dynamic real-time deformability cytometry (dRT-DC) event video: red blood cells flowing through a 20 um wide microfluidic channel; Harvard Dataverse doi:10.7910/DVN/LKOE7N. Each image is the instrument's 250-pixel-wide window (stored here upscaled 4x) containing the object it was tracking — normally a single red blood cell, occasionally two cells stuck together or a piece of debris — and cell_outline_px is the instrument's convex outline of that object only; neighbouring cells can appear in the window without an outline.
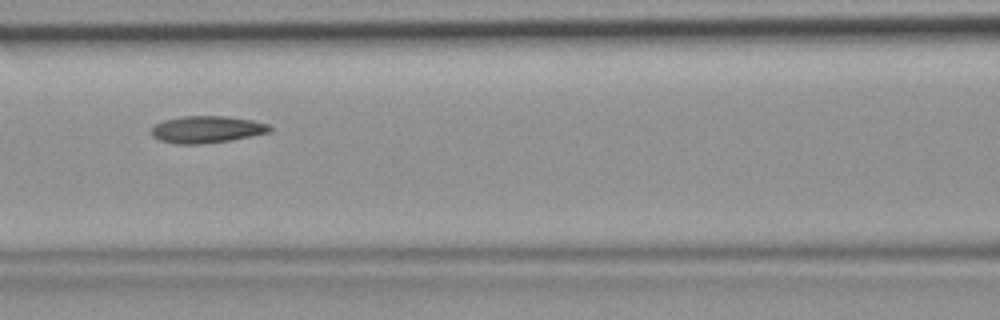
{"species": "common noctule bat (a hibernating species)", "species_latin": "Nyctalus noctula", "temperature_condition": "room temperature", "stored_images_in_passage": 39, "camera_frame_rate_fps": 3000, "um_per_image_px": 0.085, "animal": {"sex": "female", "body_mass_g": 19.9}, "frame": {"image": 1, "passage_image": 12, "time_ms": 3.667, "image_size_px": [1000, 320], "cell_outline_px": [[272, 132], [232, 140], [200, 144], [176, 144], [160, 140], [152, 136], [152, 128], [156, 124], [164, 120], [184, 116], [224, 116], [252, 120], [268, 124], [272, 128]], "centroid_in_image_um": [17.61, 11.01], "position_along_channel_um": 149.0, "area_um2": 18.61}}
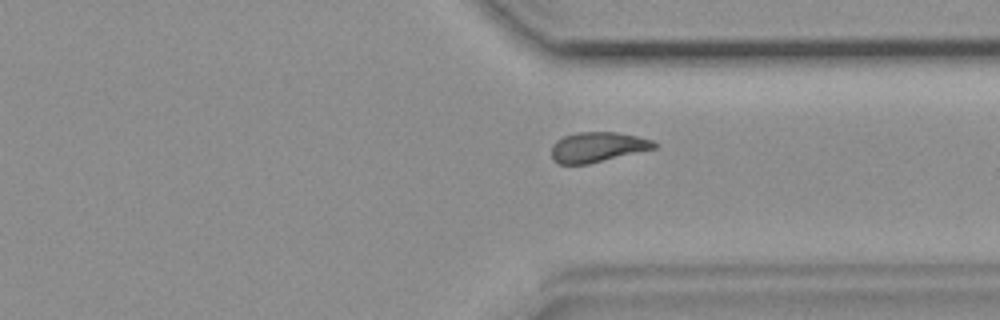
{"frame": {"image": 2, "passage_image": 27, "time_ms": 8.667, "image_size_px": [1000, 320], "cell_outline_px": [[656, 148], [588, 164], [560, 164], [552, 160], [552, 144], [556, 140], [564, 136], [576, 132], [616, 132], [636, 136], [652, 140], [656, 144]], "centroid_in_image_um": [50.75, 12.5], "position_along_channel_um": 360.6, "area_um2": 17.92}}
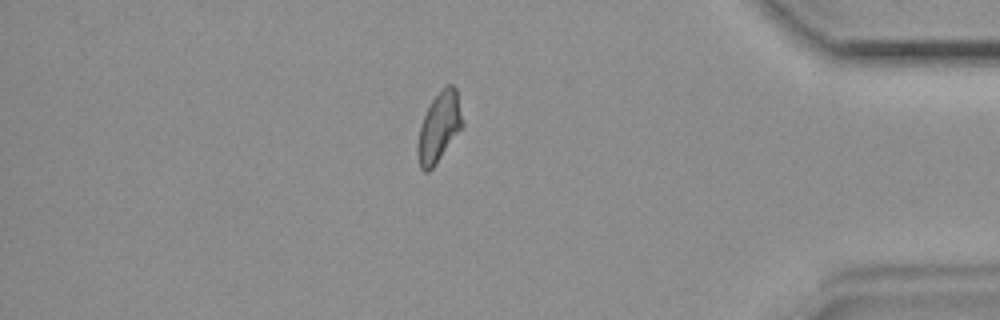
{"frame": {"image": 3, "passage_image": 32, "time_ms": 10.333, "image_size_px": [1000, 320], "cell_outline_px": [[464, 124], [436, 164], [428, 172], [424, 172], [420, 168], [416, 152], [416, 144], [420, 124], [432, 100], [448, 84], [452, 84], [456, 88]], "centroid_in_image_um": [37.3, 10.85], "position_along_channel_um": 397.9, "area_um2": 18.09}}